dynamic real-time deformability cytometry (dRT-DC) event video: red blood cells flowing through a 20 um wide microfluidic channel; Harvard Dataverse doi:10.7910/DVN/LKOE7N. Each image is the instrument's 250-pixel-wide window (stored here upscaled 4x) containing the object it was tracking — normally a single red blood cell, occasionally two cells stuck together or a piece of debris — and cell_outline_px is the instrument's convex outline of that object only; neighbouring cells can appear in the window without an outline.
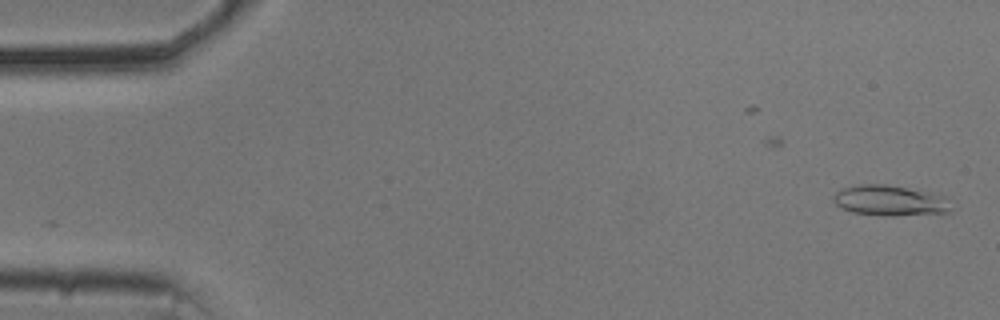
{"species": "common noctule bat (a hibernating species)", "species_latin": "Nyctalus noctula", "temperature_condition": "cold", "stored_images_in_passage": 37, "camera_frame_rate_fps": 3000, "um_per_image_px": 0.085, "animal": {"sex": "male", "body_mass_g": 20.5, "forearm_length_mm": 52.5}, "frame": {"image": 1, "passage_image": 1, "time_ms": 0.0, "image_size_px": [1000, 320], "cell_outline_px": [[956, 208], [952, 212], [892, 216], [884, 216], [852, 212], [840, 208], [832, 200], [832, 196], [840, 188], [860, 184], [884, 184], [928, 192], [948, 196]], "centroid_in_image_um": [75.7, 17.06], "position_along_channel_um": 9.3, "area_um2": 21.44}}
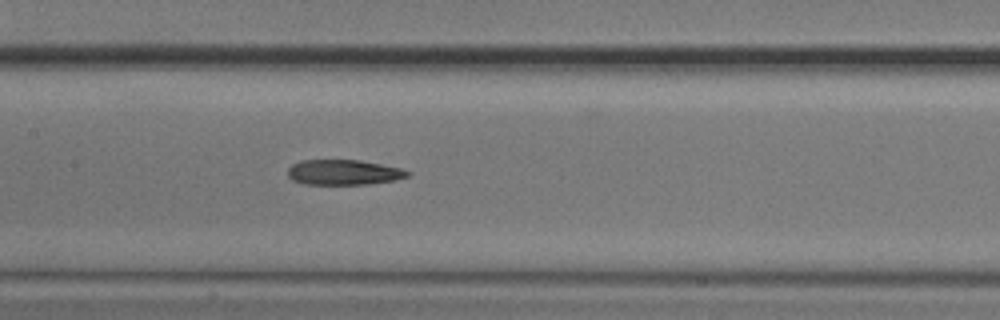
{"frame": {"image": 2, "passage_image": 25, "time_ms": 8.0, "image_size_px": [1000, 320], "cell_outline_px": [[412, 172], [408, 176], [396, 180], [368, 184], [304, 184], [292, 180], [288, 176], [288, 168], [292, 164], [300, 160], [360, 160], [400, 168]], "centroid_in_image_um": [29.2, 14.65], "position_along_channel_um": 178.2, "area_um2": 17.63}}
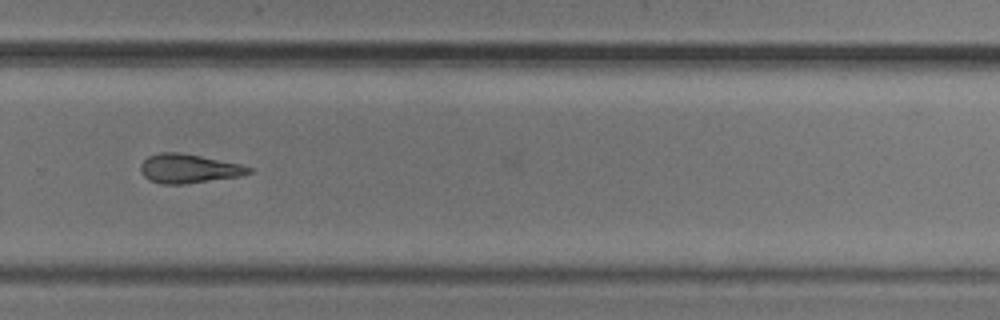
{"frame": {"image": 3, "passage_image": 36, "time_ms": 11.667, "image_size_px": [1000, 320], "cell_outline_px": [[252, 172], [240, 176], [184, 184], [160, 184], [148, 180], [140, 172], [140, 164], [148, 156], [160, 152], [180, 152], [240, 164], [252, 168]], "centroid_in_image_um": [15.99, 14.33], "position_along_channel_um": 313.8, "area_um2": 18.32}}